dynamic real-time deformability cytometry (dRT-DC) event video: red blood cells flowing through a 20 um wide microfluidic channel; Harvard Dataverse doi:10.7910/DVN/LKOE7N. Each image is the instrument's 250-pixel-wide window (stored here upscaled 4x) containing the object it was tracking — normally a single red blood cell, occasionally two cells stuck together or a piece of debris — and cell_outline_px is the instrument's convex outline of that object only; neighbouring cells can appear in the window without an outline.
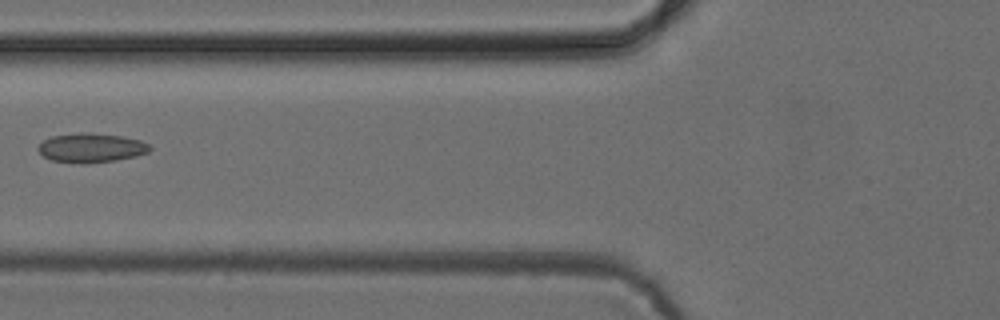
{"species": "common noctule bat (a hibernating species)", "species_latin": "Nyctalus noctula", "temperature_condition": "cold", "stored_images_in_passage": 3, "camera_frame_rate_fps": 3000, "um_per_image_px": 0.085, "animal": {"sex": "female", "body_mass_g": 24.6, "forearm_length_mm": 56.2}, "frame": {"image": 1, "passage_image": 3, "time_ms": 4.333, "image_size_px": [1000, 320], "cell_outline_px": [[152, 148], [148, 152], [136, 156], [116, 160], [88, 164], [80, 164], [52, 160], [44, 156], [36, 148], [44, 140], [52, 136], [80, 132], [120, 136], [140, 140], [148, 144]], "centroid_in_image_um": [7.74, 12.58], "position_along_channel_um": 118.1, "area_um2": 18.96}}